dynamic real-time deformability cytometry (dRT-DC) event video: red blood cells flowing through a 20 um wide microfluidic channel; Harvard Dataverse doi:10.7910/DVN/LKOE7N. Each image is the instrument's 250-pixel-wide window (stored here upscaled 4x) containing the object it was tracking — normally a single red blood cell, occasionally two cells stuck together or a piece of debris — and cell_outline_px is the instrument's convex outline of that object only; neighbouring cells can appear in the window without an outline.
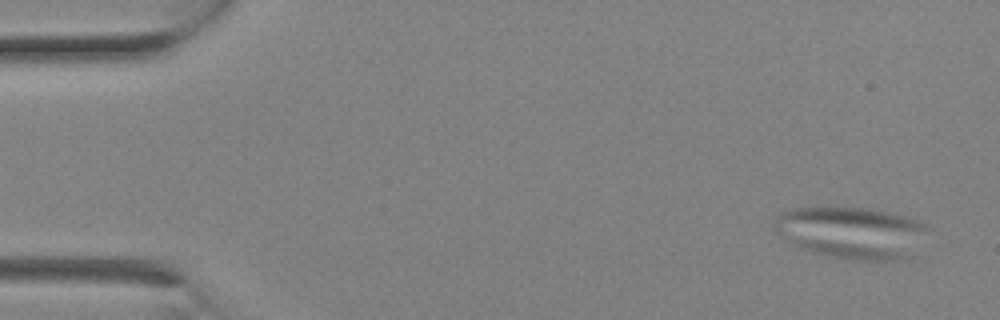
{"species": "Egyptian fruit bat (a non-hibernating species)", "species_latin": "Rousettus aegyptiacus", "temperature_condition": "room temperature", "stored_images_in_passage": 2, "camera_frame_rate_fps": 3000, "um_per_image_px": 0.085, "animal": {"sex": "female"}, "frame": {"image": 1, "passage_image": 1, "time_ms": 0.0, "image_size_px": [1000, 320], "cell_outline_px": [[932, 228], [900, 260], [852, 260], [828, 256], [812, 252], [800, 248], [776, 232], [776, 216], [780, 212], [792, 208], [868, 208], [904, 216], [916, 220]], "centroid_in_image_um": [72.34, 19.76], "position_along_channel_um": 12.7, "area_um2": 45.43}}